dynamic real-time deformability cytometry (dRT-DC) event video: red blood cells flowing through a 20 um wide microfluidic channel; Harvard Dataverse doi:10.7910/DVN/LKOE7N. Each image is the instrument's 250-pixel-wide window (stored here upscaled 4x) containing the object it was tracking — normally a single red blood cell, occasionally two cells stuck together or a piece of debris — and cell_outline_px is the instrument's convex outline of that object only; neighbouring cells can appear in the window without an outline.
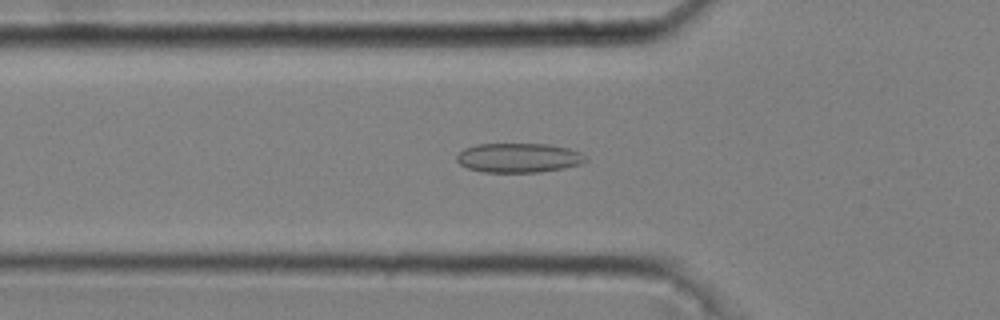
{"species": "common noctule bat (a hibernating species)", "species_latin": "Nyctalus noctula", "temperature_condition": "cold", "stored_images_in_passage": 41, "camera_frame_rate_fps": 3000, "um_per_image_px": 0.085, "animal": {"sex": "male", "body_mass_g": 20.4}, "frame": {"image": 1, "passage_image": 10, "time_ms": 3.0, "image_size_px": [1000, 320], "cell_outline_px": [[588, 160], [580, 164], [564, 168], [540, 172], [484, 172], [468, 168], [460, 164], [456, 160], [456, 156], [464, 148], [476, 144], [548, 144], [568, 148], [580, 152]], "centroid_in_image_um": [44.07, 13.41], "position_along_channel_um": 81.7, "area_um2": 22.08}}
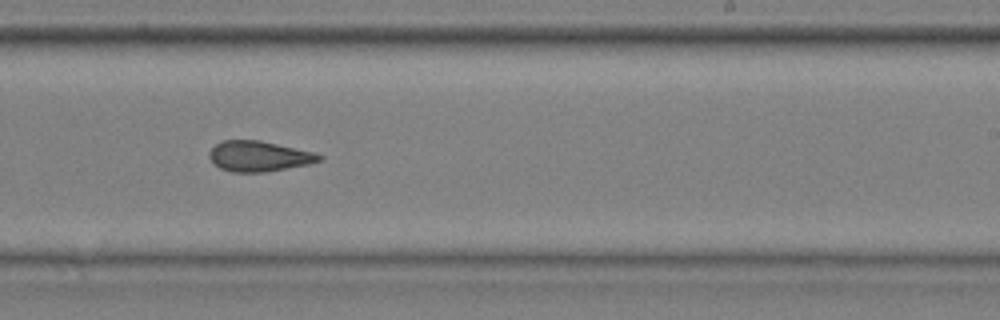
{"frame": {"image": 2, "passage_image": 25, "time_ms": 8.0, "image_size_px": [1000, 320], "cell_outline_px": [[324, 160], [308, 164], [268, 172], [232, 172], [220, 168], [208, 156], [208, 152], [216, 144], [224, 140], [260, 140], [312, 152], [324, 156]], "centroid_in_image_um": [22.02, 13.28], "position_along_channel_um": 267.0, "area_um2": 19.42}}
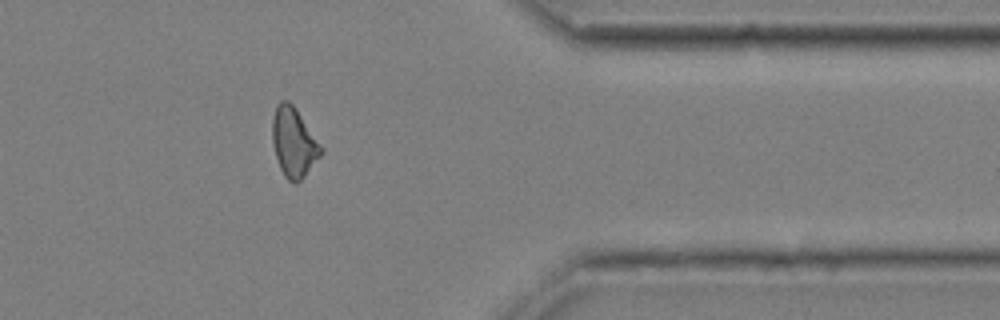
{"frame": {"image": 3, "passage_image": 36, "time_ms": 11.667, "image_size_px": [1000, 320], "cell_outline_px": [[324, 152], [304, 176], [296, 184], [292, 184], [284, 176], [280, 168], [276, 156], [272, 140], [272, 120], [276, 104], [280, 100], [288, 100], [296, 108], [324, 148]], "centroid_in_image_um": [24.98, 12.09], "position_along_channel_um": 386.4, "area_um2": 19.88}, "authors_computed_cell_mechanics": {"area_um2": 20.0566, "velocity_mm_per_s": 3.7062, "shape_relaxation_time_tau1_ms": 4.7982, "shape_relaxation_time_tau2_ms": 2.6199, "deformation_change_tau1": 0.096, "deformation_change_tau2": 0.0972}}